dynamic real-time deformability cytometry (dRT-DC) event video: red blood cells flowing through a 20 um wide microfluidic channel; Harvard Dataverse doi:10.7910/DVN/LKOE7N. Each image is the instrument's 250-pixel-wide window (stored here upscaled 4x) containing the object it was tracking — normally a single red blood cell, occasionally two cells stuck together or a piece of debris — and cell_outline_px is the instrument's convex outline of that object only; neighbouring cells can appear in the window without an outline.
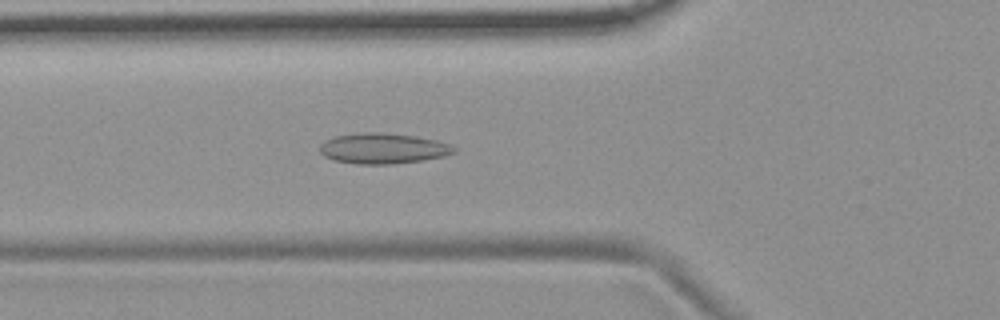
{"species": "common noctule bat (a hibernating species)", "species_latin": "Nyctalus noctula", "temperature_condition": "room temperature", "stored_images_in_passage": 40, "camera_frame_rate_fps": 3000, "um_per_image_px": 0.085, "animal": {"sex": "female", "body_mass_g": 19.9}, "frame": {"image": 1, "passage_image": 5, "time_ms": 1.333, "image_size_px": [1000, 320], "cell_outline_px": [[456, 152], [444, 156], [424, 160], [392, 164], [356, 164], [332, 160], [324, 156], [320, 152], [320, 144], [324, 140], [336, 136], [364, 132], [380, 132], [416, 136], [436, 140], [448, 144], [456, 148]], "centroid_in_image_um": [32.54, 12.62], "position_along_channel_um": 93.3, "area_um2": 23.99}}
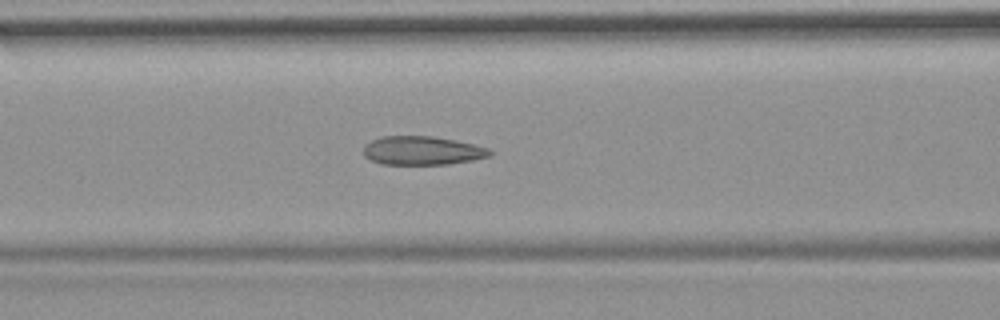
{"frame": {"image": 2, "passage_image": 8, "time_ms": 2.333, "image_size_px": [1000, 320], "cell_outline_px": [[492, 156], [472, 160], [448, 164], [380, 164], [364, 156], [364, 144], [380, 136], [432, 136], [456, 140], [488, 148], [492, 152]], "centroid_in_image_um": [35.88, 12.8], "position_along_channel_um": 130.7, "area_um2": 21.15}}
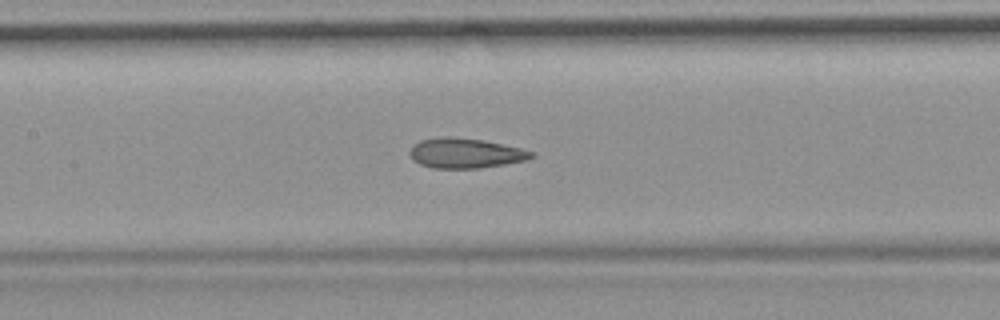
{"frame": {"image": 3, "passage_image": 11, "time_ms": 3.333, "image_size_px": [1000, 320], "cell_outline_px": [[536, 156], [528, 160], [480, 168], [432, 168], [420, 164], [412, 160], [408, 152], [412, 144], [420, 140], [448, 136], [484, 140], [520, 148], [536, 152]], "centroid_in_image_um": [39.56, 13.02], "position_along_channel_um": 167.8, "area_um2": 21.44}, "authors_computed_cell_mechanics": {"area_um2": 21.4727, "velocity_mm_per_s": 3.7118, "shape_relaxation_time_tau1_ms": null, "shape_relaxation_time_tau2_ms": 1.7977, "deformation_change_tau1": null, "deformation_change_tau2": 0.0853}}